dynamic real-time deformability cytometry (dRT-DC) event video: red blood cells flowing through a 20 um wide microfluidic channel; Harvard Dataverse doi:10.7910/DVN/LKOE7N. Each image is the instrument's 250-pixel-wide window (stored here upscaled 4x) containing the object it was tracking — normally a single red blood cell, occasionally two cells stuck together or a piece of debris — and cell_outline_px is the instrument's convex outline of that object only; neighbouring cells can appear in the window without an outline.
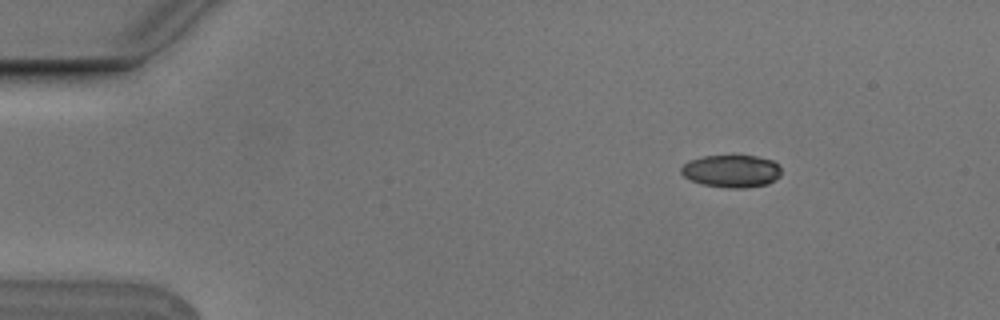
{"species": "Egyptian fruit bat (a non-hibernating species)", "species_latin": "Rousettus aegyptiacus", "temperature_condition": "cold", "stored_images_in_passage": 7, "camera_frame_rate_fps": 3000, "um_per_image_px": 0.085, "animal": {"sex": "male"}, "frame": {"image": 1, "passage_image": 3, "time_ms": 0.667, "image_size_px": [1000, 320], "cell_outline_px": [[780, 176], [768, 184], [748, 188], [728, 188], [704, 184], [692, 180], [684, 176], [680, 172], [680, 168], [688, 160], [704, 156], [756, 156], [772, 160], [780, 168]], "centroid_in_image_um": [62.17, 14.55], "position_along_channel_um": 22.8, "area_um2": 18.9}}
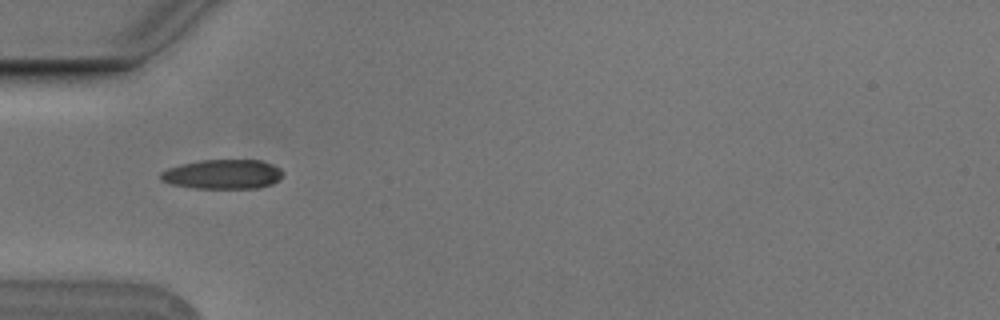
{"frame": {"image": 2, "passage_image": 6, "time_ms": 1.667, "image_size_px": [1000, 320], "cell_outline_px": [[284, 172], [280, 180], [272, 184], [260, 188], [196, 188], [172, 184], [160, 180], [160, 172], [168, 168], [180, 164], [200, 160], [260, 160], [272, 164], [280, 168]], "centroid_in_image_um": [18.96, 14.81], "position_along_channel_um": 66.0, "area_um2": 21.15}}